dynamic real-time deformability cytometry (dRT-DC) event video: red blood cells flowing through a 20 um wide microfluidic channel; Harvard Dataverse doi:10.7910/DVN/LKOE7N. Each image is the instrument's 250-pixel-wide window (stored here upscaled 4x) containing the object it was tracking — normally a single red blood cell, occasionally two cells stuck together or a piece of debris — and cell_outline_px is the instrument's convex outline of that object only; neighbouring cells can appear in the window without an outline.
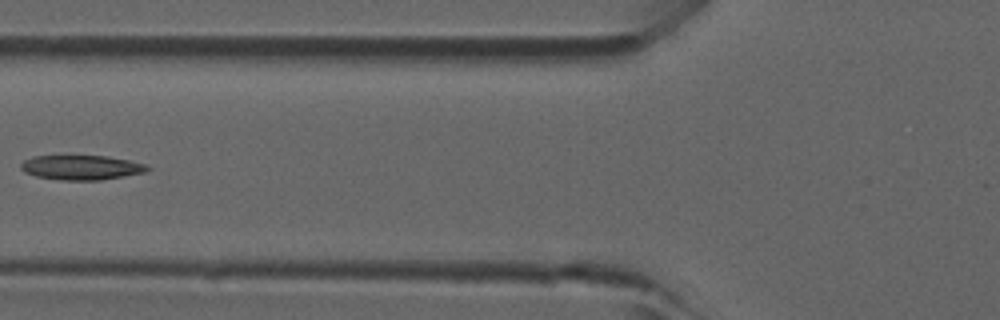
{"species": "common noctule bat (a hibernating species)", "species_latin": "Nyctalus noctula", "temperature_condition": "room temperature", "stored_images_in_passage": 6, "camera_frame_rate_fps": 3000, "um_per_image_px": 0.085, "animal": {"sex": "male", "forearm_length_mm": 52.5}, "frame": {"image": 1, "passage_image": 6, "time_ms": 1.667, "image_size_px": [1000, 320], "cell_outline_px": [[152, 168], [144, 172], [100, 180], [60, 180], [36, 176], [24, 172], [20, 168], [20, 164], [24, 160], [32, 156], [108, 156], [148, 164]], "centroid_in_image_um": [6.91, 14.23], "position_along_channel_um": 118.9, "area_um2": 18.15}}